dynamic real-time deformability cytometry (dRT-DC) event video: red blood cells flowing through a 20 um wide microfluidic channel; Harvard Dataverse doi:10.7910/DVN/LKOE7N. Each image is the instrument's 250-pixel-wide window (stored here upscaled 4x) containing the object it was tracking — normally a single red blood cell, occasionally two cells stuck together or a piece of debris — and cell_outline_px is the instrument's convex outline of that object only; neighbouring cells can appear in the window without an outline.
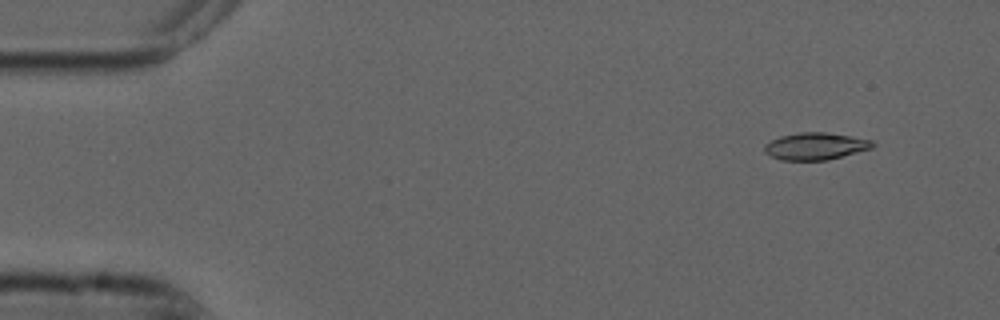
{"species": "common noctule bat (a hibernating species)", "species_latin": "Nyctalus noctula", "temperature_condition": "cold", "stored_images_in_passage": 55, "camera_frame_rate_fps": 3000, "um_per_image_px": 0.085, "animal": {"sex": "male", "forearm_length_mm": 52.5}, "frame": {"image": 1, "passage_image": 5, "time_ms": 1.333, "image_size_px": [1000, 320], "cell_outline_px": [[876, 144], [872, 148], [828, 160], [780, 160], [764, 152], [764, 144], [780, 136], [800, 132], [824, 132], [872, 140]], "centroid_in_image_um": [69.3, 12.43], "position_along_channel_um": 15.7, "area_um2": 16.99}}
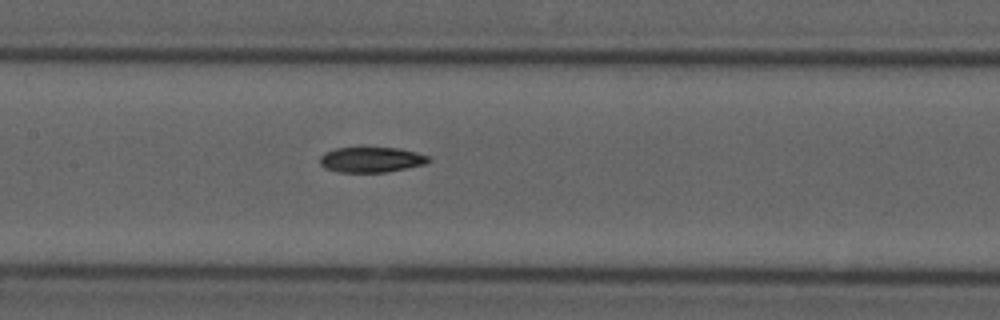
{"frame": {"image": 2, "passage_image": 26, "time_ms": 8.333, "image_size_px": [1000, 320], "cell_outline_px": [[432, 160], [424, 164], [388, 172], [340, 172], [324, 168], [320, 164], [320, 156], [324, 152], [336, 148], [396, 148], [416, 152], [428, 156]], "centroid_in_image_um": [31.54, 13.58], "position_along_channel_um": 175.9, "area_um2": 15.95}}
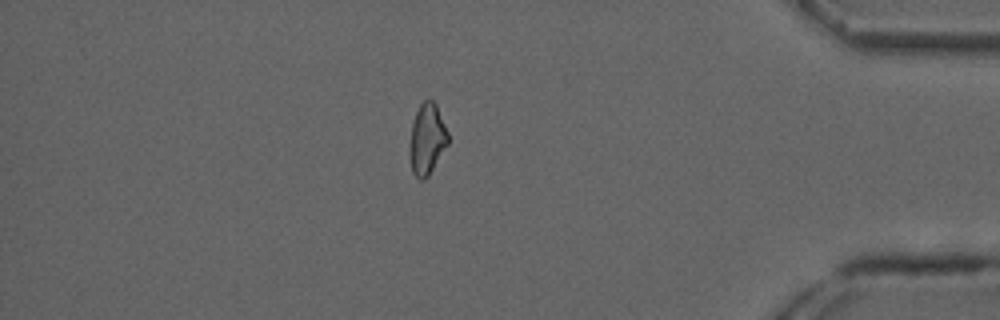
{"frame": {"image": 3, "passage_image": 47, "time_ms": 15.333, "image_size_px": [1000, 320], "cell_outline_px": [[448, 144], [428, 176], [424, 180], [420, 180], [412, 172], [408, 152], [408, 148], [412, 124], [416, 112], [420, 104], [428, 96], [436, 104], [448, 132]], "centroid_in_image_um": [36.28, 11.82], "position_along_channel_um": 398.9, "area_um2": 16.07}}